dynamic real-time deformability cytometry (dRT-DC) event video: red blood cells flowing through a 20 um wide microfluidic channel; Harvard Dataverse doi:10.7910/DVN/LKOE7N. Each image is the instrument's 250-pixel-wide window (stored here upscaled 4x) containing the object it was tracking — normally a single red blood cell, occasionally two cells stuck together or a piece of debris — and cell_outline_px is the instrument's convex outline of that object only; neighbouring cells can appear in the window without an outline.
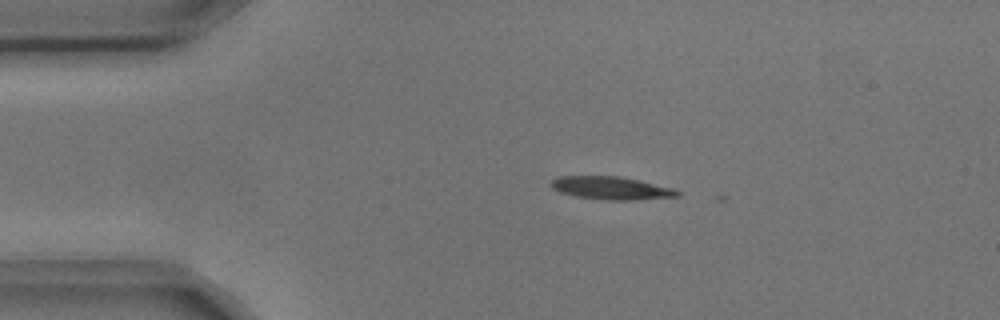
{"species": "common noctule bat (a hibernating species)", "species_latin": "Nyctalus noctula", "temperature_condition": "cold", "stored_images_in_passage": 3, "camera_frame_rate_fps": 3000, "um_per_image_px": 0.085, "animal": {"sex": "male", "body_mass_g": 17.9, "forearm_length_mm": 54.2}, "frame": {"image": 1, "passage_image": 2, "time_ms": 0.333, "image_size_px": [1000, 320], "cell_outline_px": [[680, 196], [632, 200], [604, 200], [576, 196], [560, 192], [552, 188], [548, 184], [552, 180], [560, 176], [620, 176], [640, 180], [676, 188], [680, 192]], "centroid_in_image_um": [51.98, 15.98], "position_along_channel_um": 33.0, "area_um2": 17.05}}